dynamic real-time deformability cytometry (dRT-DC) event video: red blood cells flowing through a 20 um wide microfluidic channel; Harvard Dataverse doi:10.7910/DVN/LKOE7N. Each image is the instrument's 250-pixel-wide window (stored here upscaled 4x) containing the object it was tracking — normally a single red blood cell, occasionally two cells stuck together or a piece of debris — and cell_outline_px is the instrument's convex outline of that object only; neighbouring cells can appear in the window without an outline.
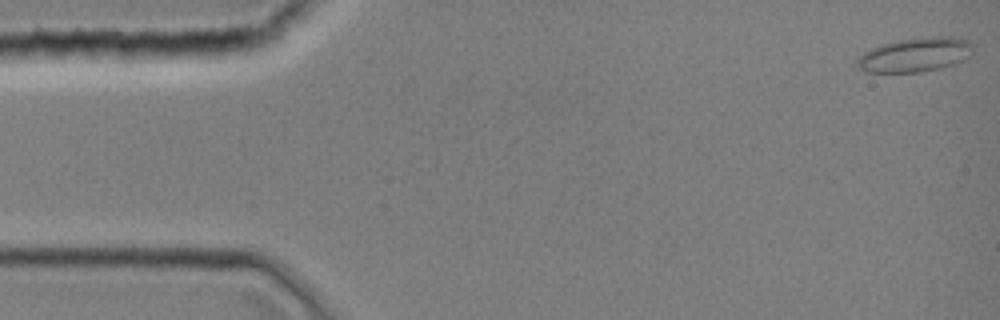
{"species": "common noctule bat (a hibernating species)", "species_latin": "Nyctalus noctula", "temperature_condition": "room temperature", "stored_images_in_passage": 43, "camera_frame_rate_fps": 3000, "um_per_image_px": 0.085, "animal": {"sex": "female", "body_mass_g": 19.0, "forearm_length_mm": 51.5}, "frame": {"image": 1, "passage_image": 1, "time_ms": 0.0, "image_size_px": [1000, 320], "cell_outline_px": [[972, 56], [956, 64], [940, 68], [920, 72], [864, 72], [856, 64], [856, 60], [864, 52], [872, 48], [884, 44], [900, 40], [932, 36], [952, 36], [968, 40], [972, 44]], "centroid_in_image_um": [77.84, 4.66], "position_along_channel_um": 7.2, "area_um2": 23.18}}
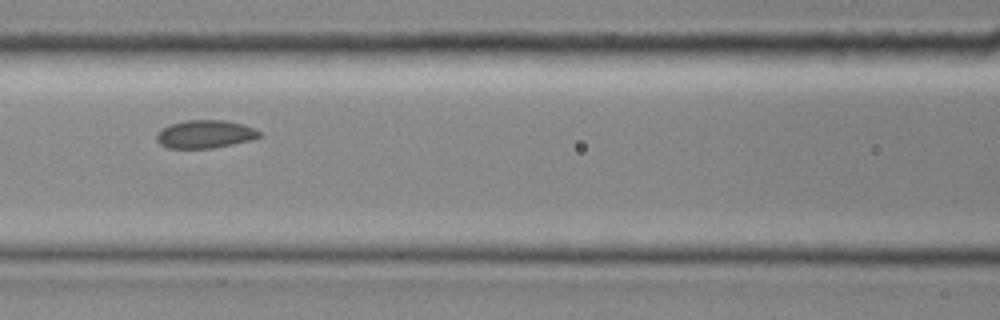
{"frame": {"image": 2, "passage_image": 19, "time_ms": 6.0, "image_size_px": [1000, 320], "cell_outline_px": [[260, 136], [248, 140], [232, 144], [212, 148], [168, 148], [160, 144], [156, 140], [156, 132], [160, 128], [168, 124], [184, 120], [224, 120], [244, 124], [260, 132]], "centroid_in_image_um": [17.34, 11.39], "position_along_channel_um": 149.3, "area_um2": 16.82}}
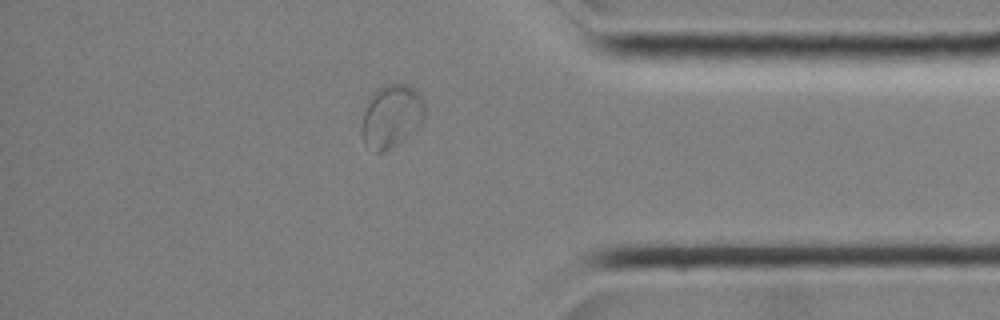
{"frame": {"image": 3, "passage_image": 37, "time_ms": 12.0, "image_size_px": [1000, 320], "cell_outline_px": [[424, 116], [420, 124], [396, 144], [384, 152], [376, 152], [364, 144], [360, 136], [360, 128], [364, 112], [376, 88], [384, 84], [404, 84], [412, 88], [424, 100]], "centroid_in_image_um": [33.22, 9.88], "position_along_channel_um": 402.0, "area_um2": 22.83}}